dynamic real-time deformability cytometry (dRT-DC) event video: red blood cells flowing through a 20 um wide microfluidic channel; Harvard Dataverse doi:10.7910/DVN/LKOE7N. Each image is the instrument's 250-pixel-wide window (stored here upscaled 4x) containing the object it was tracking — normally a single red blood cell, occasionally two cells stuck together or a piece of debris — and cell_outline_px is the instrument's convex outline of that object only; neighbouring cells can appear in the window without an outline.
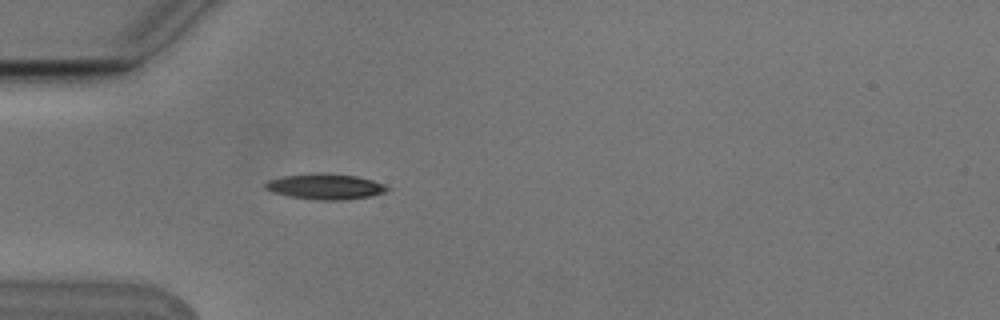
{"species": "Egyptian fruit bat (a non-hibernating species)", "species_latin": "Rousettus aegyptiacus", "temperature_condition": "cold", "stored_images_in_passage": 4, "camera_frame_rate_fps": 3000, "um_per_image_px": 0.085, "animal": {"sex": "male"}, "frame": {"image": 1, "passage_image": 4, "time_ms": 1.0, "image_size_px": [1000, 320], "cell_outline_px": [[388, 188], [384, 192], [372, 196], [340, 200], [320, 200], [292, 196], [272, 192], [264, 188], [264, 184], [268, 180], [284, 176], [324, 172], [356, 176], [372, 180], [384, 184]], "centroid_in_image_um": [27.64, 15.85], "position_along_channel_um": 57.4, "area_um2": 17.98}}